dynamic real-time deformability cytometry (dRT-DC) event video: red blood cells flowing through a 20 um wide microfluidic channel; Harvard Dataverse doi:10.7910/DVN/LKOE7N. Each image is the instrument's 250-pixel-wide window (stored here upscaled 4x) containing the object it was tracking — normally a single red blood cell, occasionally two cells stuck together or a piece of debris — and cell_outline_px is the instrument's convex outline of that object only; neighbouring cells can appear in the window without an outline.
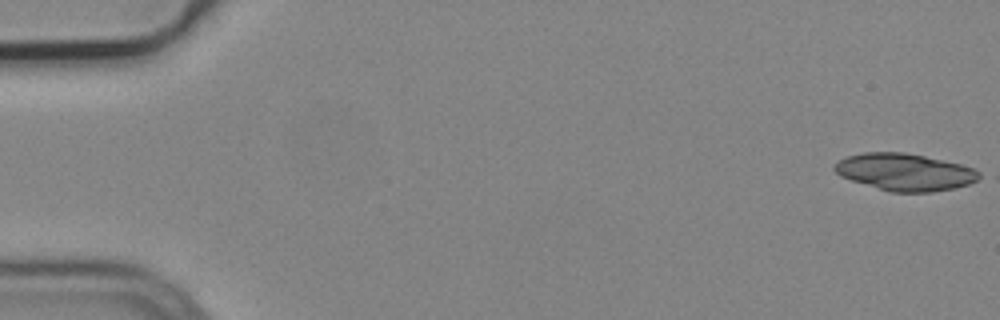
{"species": "common noctule bat (a hibernating species)", "species_latin": "Nyctalus noctula", "temperature_condition": "cold", "stored_images_in_passage": 5, "camera_frame_rate_fps": 3000, "um_per_image_px": 0.085, "animal": {"sex": "male", "body_mass_g": 19.2, "forearm_length_mm": 51.8}, "frame": {"image": 1, "passage_image": 1, "time_ms": 0.0, "image_size_px": [1000, 320], "cell_outline_px": [[984, 176], [968, 184], [956, 188], [932, 192], [892, 192], [852, 180], [840, 176], [832, 168], [840, 160], [848, 156], [864, 152], [904, 152], [924, 156], [960, 164], [972, 168], [980, 172]], "centroid_in_image_um": [76.94, 14.62], "position_along_channel_um": 8.1, "area_um2": 31.04}}